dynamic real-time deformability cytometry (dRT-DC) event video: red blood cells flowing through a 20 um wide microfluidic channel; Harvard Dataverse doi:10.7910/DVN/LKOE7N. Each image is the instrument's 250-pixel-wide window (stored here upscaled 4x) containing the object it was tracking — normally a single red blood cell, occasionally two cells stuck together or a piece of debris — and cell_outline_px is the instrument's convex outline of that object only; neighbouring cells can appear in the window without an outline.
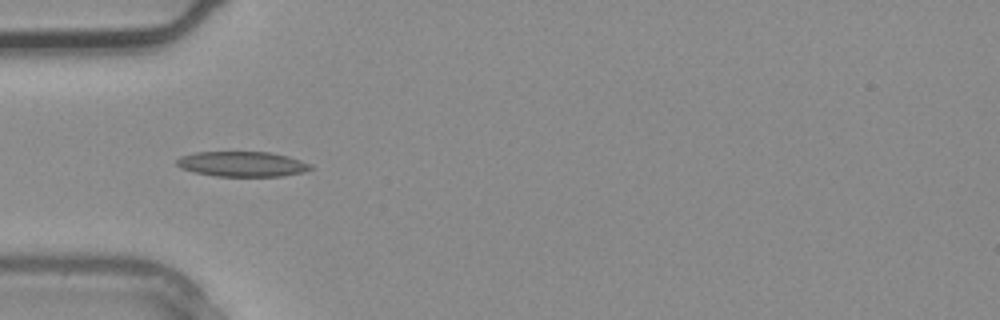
{"species": "common noctule bat (a hibernating species)", "species_latin": "Nyctalus noctula", "temperature_condition": "warm", "stored_images_in_passage": 1, "camera_frame_rate_fps": 3000, "um_per_image_px": 0.085, "animal": {"sex": "male", "body_mass_g": 20.4}, "frame": {"image": 1, "passage_image": 1, "time_ms": 0.0, "image_size_px": [1000, 320], "cell_outline_px": [[312, 168], [300, 172], [280, 176], [216, 176], [196, 172], [180, 168], [176, 164], [176, 160], [180, 156], [196, 152], [268, 152], [288, 156], [312, 164]], "centroid_in_image_um": [20.55, 13.93], "position_along_channel_um": 64.4, "area_um2": 19.42}}